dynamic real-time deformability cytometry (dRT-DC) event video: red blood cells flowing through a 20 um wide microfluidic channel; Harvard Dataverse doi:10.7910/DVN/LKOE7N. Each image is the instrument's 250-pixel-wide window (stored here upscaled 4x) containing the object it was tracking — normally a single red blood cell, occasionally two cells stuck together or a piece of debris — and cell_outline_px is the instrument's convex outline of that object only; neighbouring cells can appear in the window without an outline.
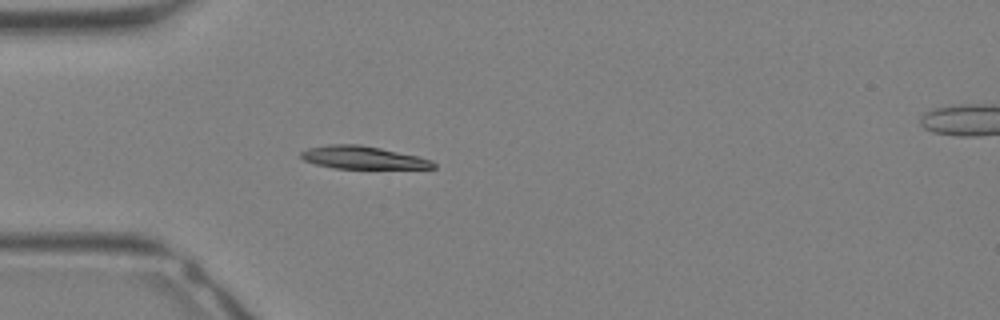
{"species": "Egyptian fruit bat (a non-hibernating species)", "species_latin": "Rousettus aegyptiacus", "temperature_condition": "warm", "stored_images_in_passage": 33, "camera_frame_rate_fps": 3000, "um_per_image_px": 0.085, "animal": {"sex": "female"}, "frame": {"image": 1, "passage_image": 10, "time_ms": 3.0, "image_size_px": [1000, 320], "cell_outline_px": [[436, 168], [332, 168], [316, 164], [304, 160], [300, 156], [300, 152], [308, 148], [328, 144], [360, 144], [380, 148], [416, 156], [432, 160], [436, 164]], "centroid_in_image_um": [30.8, 13.39], "position_along_channel_um": 54.2, "area_um2": 17.4}}
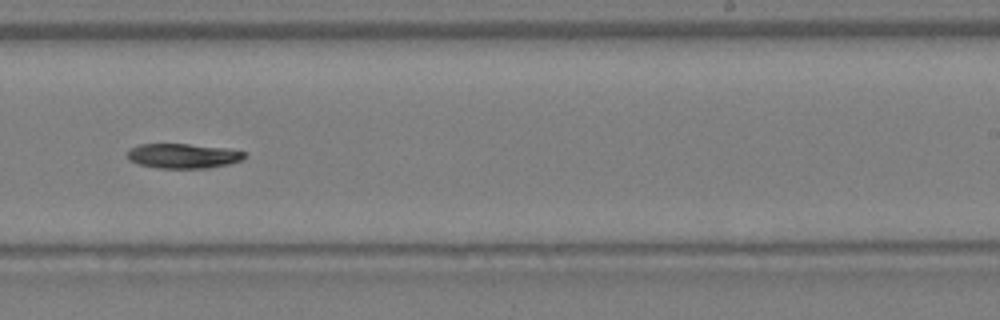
{"frame": {"image": 2, "passage_image": 21, "time_ms": 6.667, "image_size_px": [1000, 320], "cell_outline_px": [[248, 156], [244, 160], [228, 164], [208, 168], [160, 168], [140, 164], [128, 160], [128, 148], [140, 144], [188, 144], [228, 148], [244, 152]], "centroid_in_image_um": [15.6, 13.25], "position_along_channel_um": 273.4, "area_um2": 16.99}}
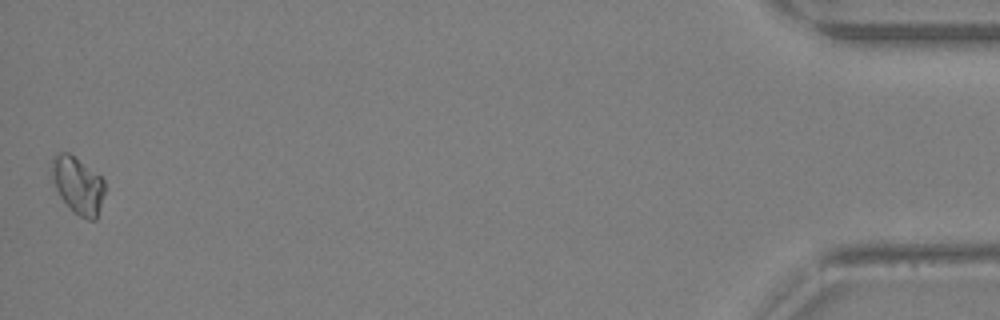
{"frame": {"image": 3, "passage_image": 33, "time_ms": 10.667, "image_size_px": [1000, 320], "cell_outline_px": [[104, 192], [96, 220], [88, 220], [72, 212], [60, 196], [56, 188], [52, 176], [52, 160], [56, 152], [68, 152], [100, 176], [104, 180]], "centroid_in_image_um": [6.61, 15.76], "position_along_channel_um": 428.6, "area_um2": 17.34}}